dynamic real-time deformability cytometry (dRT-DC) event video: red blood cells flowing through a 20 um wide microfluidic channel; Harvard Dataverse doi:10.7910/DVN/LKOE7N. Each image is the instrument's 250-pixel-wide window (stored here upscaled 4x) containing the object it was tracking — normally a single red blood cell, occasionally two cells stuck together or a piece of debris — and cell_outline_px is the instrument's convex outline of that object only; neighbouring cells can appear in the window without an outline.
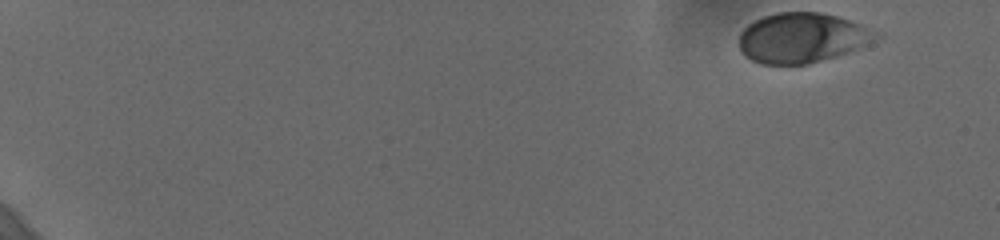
{"species": "human", "species_latin": "Homo sapiens", "temperature_condition": "cold", "stored_images_in_passage": 48, "camera_frame_rate_fps": 3000, "um_per_image_px": 0.085, "donor": {"sex": "female"}, "frame": {"image": 1, "passage_image": 1, "time_ms": 0.0, "image_size_px": [1000, 240], "cell_outline_px": [[884, 36], [860, 48], [824, 60], [808, 64], [760, 64], [752, 60], [740, 48], [740, 32], [752, 20], [776, 12], [820, 12], [836, 16], [884, 32]], "centroid_in_image_um": [68.25, 3.21], "position_along_channel_um": 16.8, "area_um2": 40.17}}
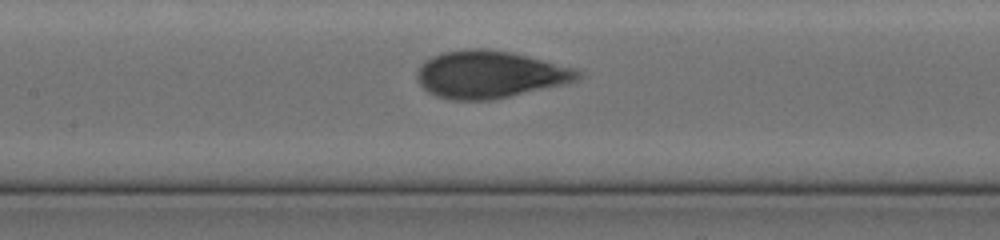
{"frame": {"image": 2, "passage_image": 28, "time_ms": 9.0, "image_size_px": [1000, 240], "cell_outline_px": [[580, 80], [568, 84], [492, 100], [452, 100], [436, 96], [428, 92], [416, 80], [416, 72], [424, 60], [432, 56], [444, 52], [464, 48], [488, 48], [512, 52], [576, 68], [580, 72]], "centroid_in_image_um": [41.64, 6.33], "position_along_channel_um": 165.8, "area_um2": 44.91}}
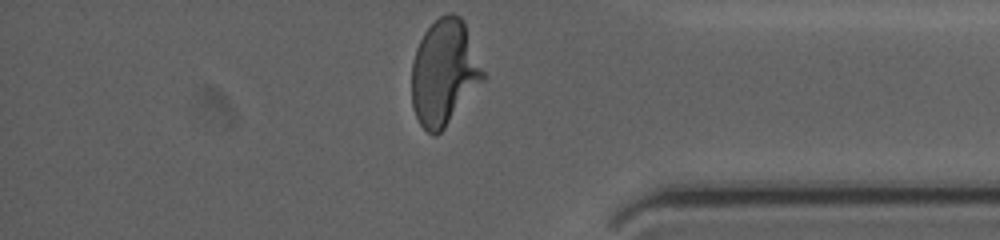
{"frame": {"image": 3, "passage_image": 48, "time_ms": 15.667, "image_size_px": [1000, 240], "cell_outline_px": [[484, 80], [444, 128], [436, 136], [432, 136], [420, 124], [412, 108], [412, 60], [416, 48], [424, 32], [440, 16], [448, 12], [452, 12], [460, 16], [464, 20], [484, 72]], "centroid_in_image_um": [37.74, 6.16], "position_along_channel_um": 397.5, "area_um2": 43.81}, "authors_computed_cell_mechanics": {"area_um2": 42.6564, "velocity_mm_per_s": 3.6343, "shape_relaxation_time_tau1_ms": 4.3634, "shape_relaxation_time_tau2_ms": null, "deformation_change_tau1": 0.1741, "deformation_change_tau2": null}}